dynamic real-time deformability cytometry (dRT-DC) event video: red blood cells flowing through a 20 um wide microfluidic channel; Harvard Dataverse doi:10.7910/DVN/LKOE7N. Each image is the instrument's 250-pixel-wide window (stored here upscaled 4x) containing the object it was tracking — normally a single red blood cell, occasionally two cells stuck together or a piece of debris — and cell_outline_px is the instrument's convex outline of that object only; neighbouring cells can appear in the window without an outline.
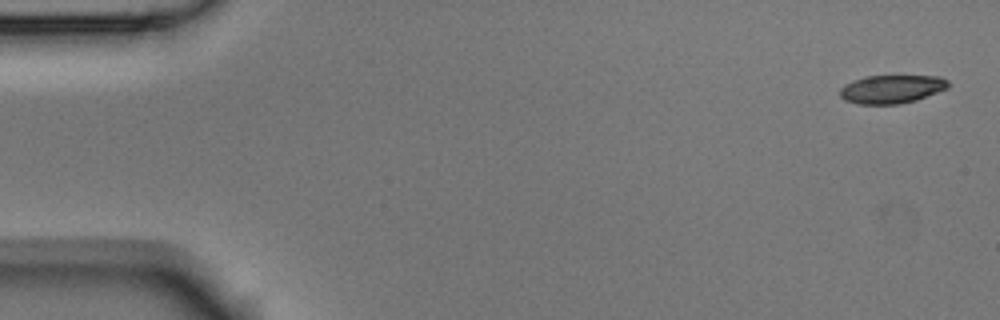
{"species": "Egyptian fruit bat (a non-hibernating species)", "species_latin": "Rousettus aegyptiacus", "temperature_condition": "room temperature", "stored_images_in_passage": 5, "camera_frame_rate_fps": 3000, "um_per_image_px": 0.085, "animal": {"sex": "male"}, "frame": {"image": 1, "passage_image": 1, "time_ms": 0.0, "image_size_px": [1000, 320], "cell_outline_px": [[948, 88], [916, 100], [900, 104], [860, 104], [844, 100], [840, 96], [840, 88], [844, 84], [852, 80], [864, 76], [940, 76], [948, 80]], "centroid_in_image_um": [75.76, 7.57], "position_along_channel_um": 9.2, "area_um2": 17.98}}
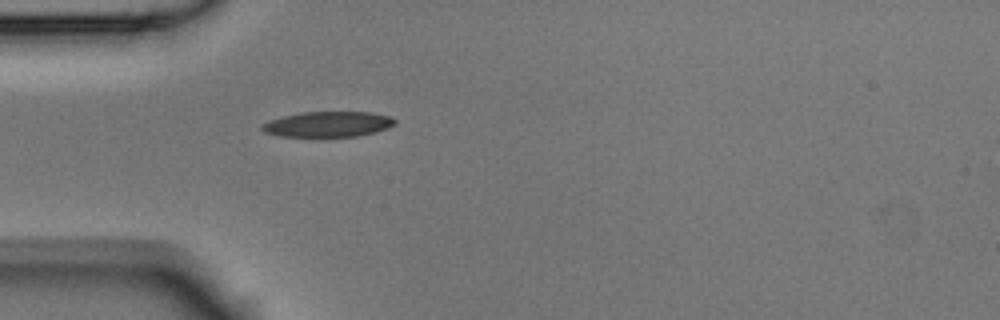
{"frame": {"image": 2, "passage_image": 5, "time_ms": 1.333, "image_size_px": [1000, 320], "cell_outline_px": [[396, 124], [388, 128], [356, 136], [280, 136], [264, 132], [260, 128], [260, 124], [268, 120], [300, 112], [372, 112], [388, 116], [396, 120]], "centroid_in_image_um": [27.84, 10.55], "position_along_channel_um": 57.2, "area_um2": 19.59}}